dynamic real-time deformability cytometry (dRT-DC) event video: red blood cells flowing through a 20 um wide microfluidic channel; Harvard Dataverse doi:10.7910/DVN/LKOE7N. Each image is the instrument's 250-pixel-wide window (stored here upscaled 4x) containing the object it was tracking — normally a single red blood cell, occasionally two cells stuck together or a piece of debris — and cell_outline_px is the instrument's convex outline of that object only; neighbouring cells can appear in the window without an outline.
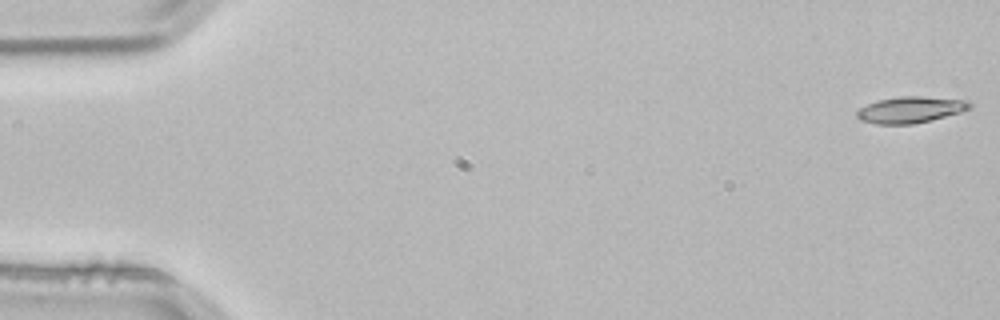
{"species": "common noctule bat (a hibernating species)", "species_latin": "Nyctalus noctula", "temperature_condition": "room temperature", "stored_images_in_passage": 4, "camera_frame_rate_fps": 3000, "um_per_image_px": 0.085, "animal": {"sex": "male", "body_mass_g": 21.5, "forearm_length_mm": 52.0}, "frame": {"image": 1, "passage_image": 1, "time_ms": 0.0, "image_size_px": [1000, 320], "cell_outline_px": [[972, 108], [960, 112], [912, 124], [876, 124], [860, 120], [856, 116], [856, 112], [860, 108], [876, 100], [900, 96], [920, 96], [968, 100], [972, 104]], "centroid_in_image_um": [77.37, 9.31], "position_along_channel_um": 7.6, "area_um2": 17.22}}
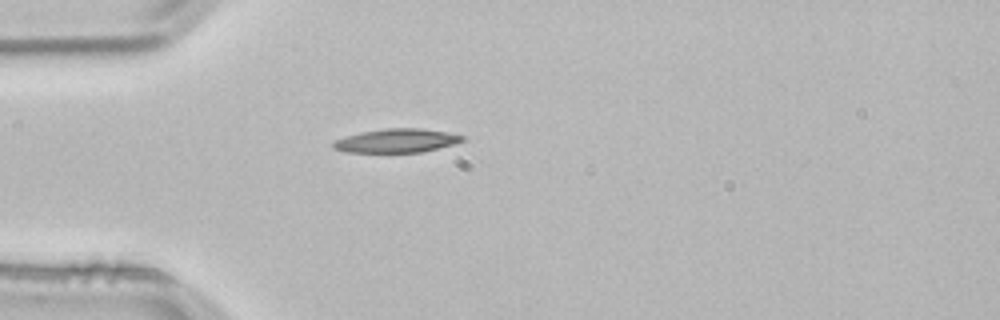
{"frame": {"image": 2, "passage_image": 4, "time_ms": 1.0, "image_size_px": [1000, 320], "cell_outline_px": [[464, 140], [456, 144], [420, 152], [344, 152], [332, 148], [332, 144], [336, 140], [344, 136], [360, 132], [384, 128], [420, 128], [444, 132], [464, 136]], "centroid_in_image_um": [33.67, 11.96], "position_along_channel_um": 51.3, "area_um2": 17.86}}